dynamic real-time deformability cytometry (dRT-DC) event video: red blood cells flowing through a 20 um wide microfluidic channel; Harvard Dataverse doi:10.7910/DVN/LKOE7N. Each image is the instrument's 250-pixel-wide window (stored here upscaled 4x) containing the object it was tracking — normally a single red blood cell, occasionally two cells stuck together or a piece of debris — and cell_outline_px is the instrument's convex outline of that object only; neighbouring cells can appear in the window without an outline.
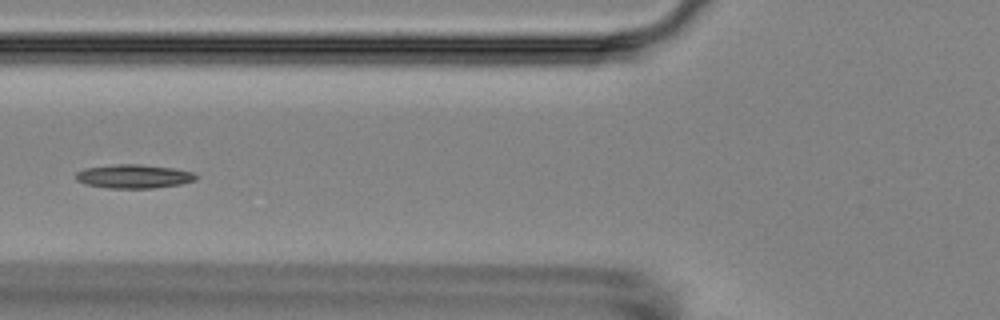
{"species": "Egyptian fruit bat (a non-hibernating species)", "species_latin": "Rousettus aegyptiacus", "temperature_condition": "room temperature", "stored_images_in_passage": 7, "camera_frame_rate_fps": 3000, "um_per_image_px": 0.085, "animal": {"sex": "female"}, "frame": {"image": 1, "passage_image": 7, "time_ms": 7.0, "image_size_px": [1000, 320], "cell_outline_px": [[200, 176], [196, 180], [180, 184], [156, 188], [108, 188], [84, 184], [76, 180], [76, 172], [84, 168], [116, 164], [140, 164], [172, 168], [192, 172]], "centroid_in_image_um": [11.37, 14.99], "position_along_channel_um": 114.4, "area_um2": 16.76}}